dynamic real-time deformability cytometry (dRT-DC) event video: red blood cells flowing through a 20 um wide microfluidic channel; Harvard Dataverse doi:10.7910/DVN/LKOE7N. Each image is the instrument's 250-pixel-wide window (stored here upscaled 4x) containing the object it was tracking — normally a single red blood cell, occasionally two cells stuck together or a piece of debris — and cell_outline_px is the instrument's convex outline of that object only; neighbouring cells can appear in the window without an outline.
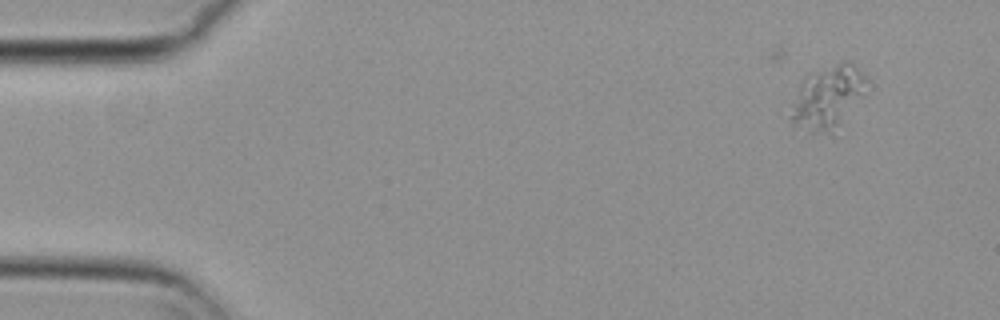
{"species": "common noctule bat (a hibernating species)", "species_latin": "Nyctalus noctula", "temperature_condition": "cold", "stored_images_in_passage": 47, "camera_frame_rate_fps": 3000, "um_per_image_px": 0.085, "animal": {"sex": "female", "body_mass_g": 29.2, "forearm_length_mm": 56.3}, "frame": {"image": 1, "passage_image": 1, "time_ms": 0.0, "image_size_px": [1000, 320], "cell_outline_px": [[868, 76], [840, 124], [828, 132], [808, 132], [792, 120], [788, 116], [792, 104], [804, 76], [808, 72], [840, 60], [852, 60]], "centroid_in_image_um": [70.28, 8.15], "position_along_channel_um": 14.7, "area_um2": 26.93}}
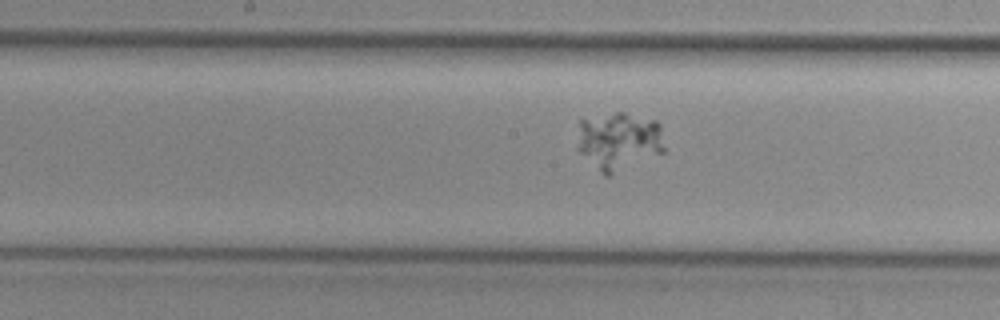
{"frame": {"image": 2, "passage_image": 25, "time_ms": 8.0, "image_size_px": [1000, 320], "cell_outline_px": [[664, 152], [608, 176], [604, 176], [576, 148], [580, 120], [616, 112], [624, 112], [656, 120], [660, 124], [664, 148]], "centroid_in_image_um": [52.61, 11.98], "position_along_channel_um": 195.6, "area_um2": 29.42}}
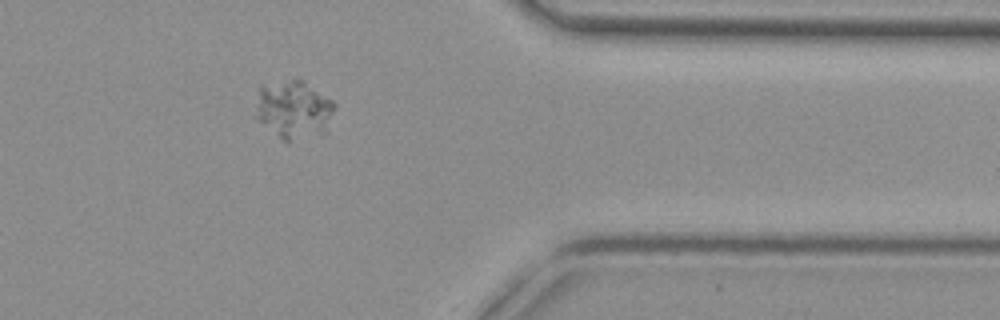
{"frame": {"image": 3, "passage_image": 42, "time_ms": 13.667, "image_size_px": [1000, 320], "cell_outline_px": [[336, 108], [324, 128], [288, 144], [280, 140], [252, 116], [260, 84], [292, 80], [304, 80], [332, 100], [336, 104]], "centroid_in_image_um": [24.85, 9.29], "position_along_channel_um": 386.6, "area_um2": 26.88}}